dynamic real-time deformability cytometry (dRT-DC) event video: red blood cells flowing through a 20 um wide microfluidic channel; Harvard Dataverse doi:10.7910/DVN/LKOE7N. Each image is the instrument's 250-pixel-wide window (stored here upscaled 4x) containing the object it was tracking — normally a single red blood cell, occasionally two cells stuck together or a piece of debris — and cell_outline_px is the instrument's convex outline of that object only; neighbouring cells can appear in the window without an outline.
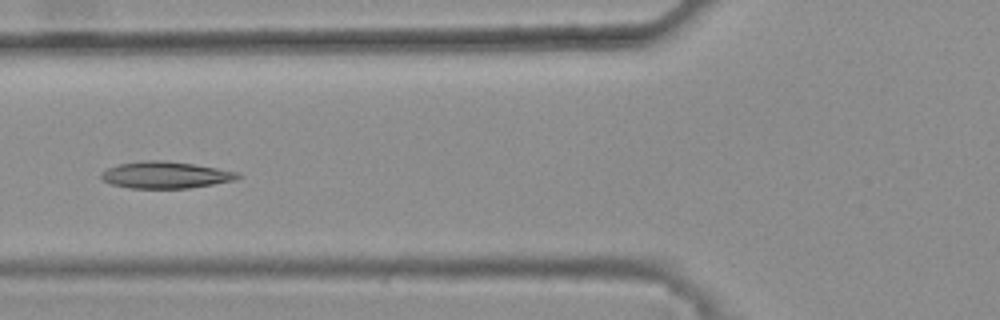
{"species": "common noctule bat (a hibernating species)", "species_latin": "Nyctalus noctula", "temperature_condition": "warm", "stored_images_in_passage": 6, "camera_frame_rate_fps": 3000, "um_per_image_px": 0.085, "animal": {"sex": "female", "body_mass_g": 25.1}, "frame": {"image": 1, "passage_image": 6, "time_ms": 1.667, "image_size_px": [1000, 320], "cell_outline_px": [[244, 176], [236, 180], [188, 188], [128, 188], [112, 184], [100, 180], [100, 172], [108, 168], [120, 164], [144, 160], [160, 160], [192, 164], [240, 172]], "centroid_in_image_um": [14.06, 14.87], "position_along_channel_um": 111.7, "area_um2": 21.33}}